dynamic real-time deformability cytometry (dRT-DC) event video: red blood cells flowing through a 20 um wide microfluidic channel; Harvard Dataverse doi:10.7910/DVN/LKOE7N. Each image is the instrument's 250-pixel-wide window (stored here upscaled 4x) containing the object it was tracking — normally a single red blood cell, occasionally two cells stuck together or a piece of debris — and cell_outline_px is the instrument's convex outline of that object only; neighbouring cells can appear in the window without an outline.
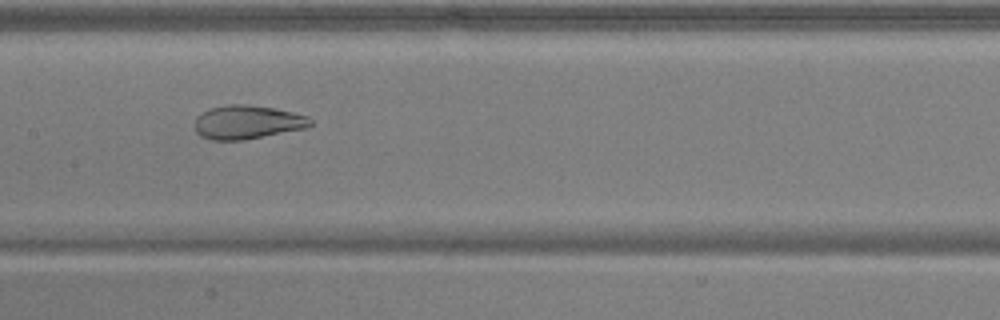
{"species": "common noctule bat (a hibernating species)", "species_latin": "Nyctalus noctula", "temperature_condition": "warm", "stored_images_in_passage": 51, "camera_frame_rate_fps": 3000, "um_per_image_px": 0.085, "animal": {"sex": "male", "body_mass_g": 17.9, "forearm_length_mm": 54.2}, "frame": {"image": 1, "passage_image": 26, "time_ms": 8.333, "image_size_px": [1000, 320], "cell_outline_px": [[312, 124], [308, 128], [244, 140], [212, 140], [200, 136], [196, 132], [196, 116], [208, 108], [228, 104], [248, 104], [272, 108], [292, 112], [308, 116], [312, 120]], "centroid_in_image_um": [21.03, 10.38], "position_along_channel_um": 186.4, "area_um2": 22.89}}
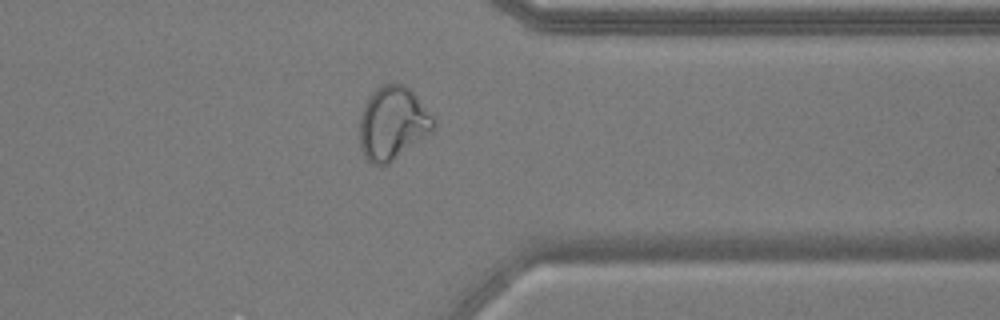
{"frame": {"image": 2, "passage_image": 41, "time_ms": 13.333, "image_size_px": [1000, 320], "cell_outline_px": [[436, 124], [432, 132], [388, 164], [372, 164], [364, 156], [360, 148], [360, 116], [364, 104], [376, 88], [384, 84], [404, 84], [416, 96], [436, 120]], "centroid_in_image_um": [33.38, 10.48], "position_along_channel_um": 378.0, "area_um2": 31.33}}
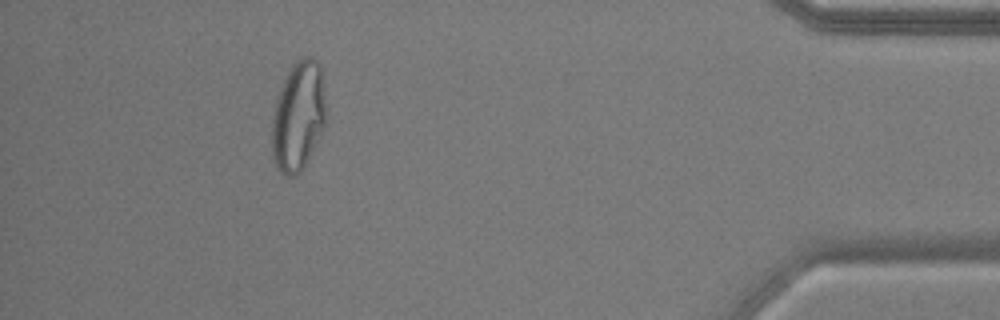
{"frame": {"image": 3, "passage_image": 47, "time_ms": 15.333, "image_size_px": [1000, 320], "cell_outline_px": [[328, 108], [324, 124], [304, 168], [296, 176], [284, 176], [276, 168], [272, 152], [272, 116], [276, 96], [292, 64], [300, 56], [312, 56], [320, 64]], "centroid_in_image_um": [25.36, 9.84], "position_along_channel_um": 409.8, "area_um2": 35.14}}